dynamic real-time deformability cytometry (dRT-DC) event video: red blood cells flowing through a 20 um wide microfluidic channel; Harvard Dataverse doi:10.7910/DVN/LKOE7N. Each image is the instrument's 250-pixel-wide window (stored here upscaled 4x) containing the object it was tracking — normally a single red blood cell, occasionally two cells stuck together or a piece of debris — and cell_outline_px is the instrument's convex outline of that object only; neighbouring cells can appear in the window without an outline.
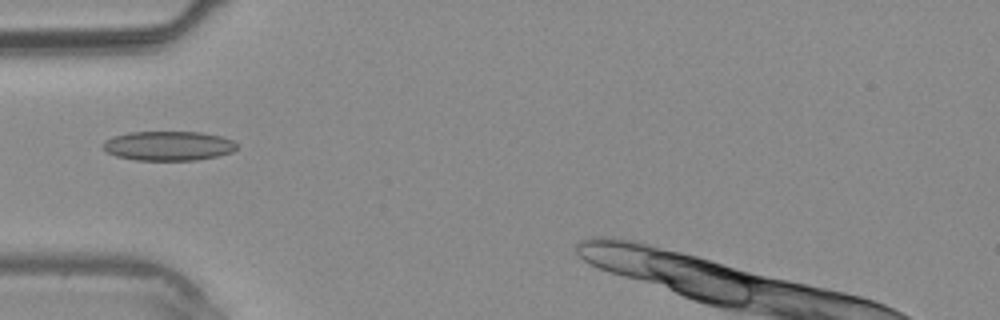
{"species": "common noctule bat (a hibernating species)", "species_latin": "Nyctalus noctula", "temperature_condition": "warm", "stored_images_in_passage": 24, "camera_frame_rate_fps": 3000, "um_per_image_px": 0.085, "animal": {"sex": "male", "body_mass_g": 20.4}, "frame": {"image": 1, "passage_image": 2, "time_ms": 0.333, "image_size_px": [1000, 320], "cell_outline_px": [[236, 148], [232, 152], [220, 156], [196, 160], [136, 160], [116, 156], [108, 152], [100, 144], [104, 140], [112, 136], [128, 132], [200, 132], [220, 136], [232, 140], [236, 144]], "centroid_in_image_um": [14.29, 12.39], "position_along_channel_um": 70.7, "area_um2": 23.06}}
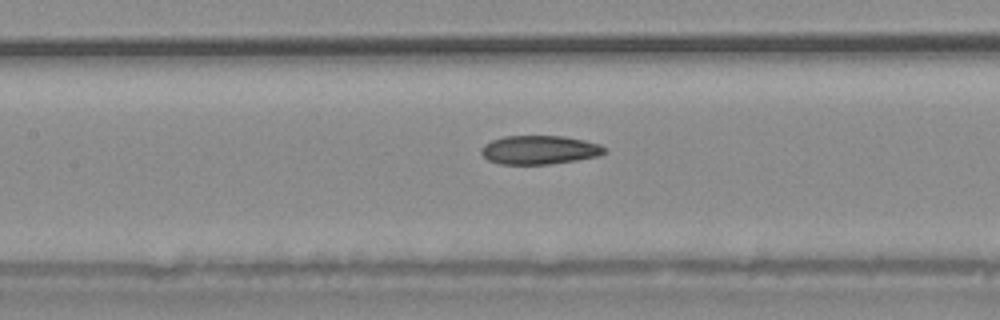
{"frame": {"image": 2, "passage_image": 7, "time_ms": 2.0, "image_size_px": [1000, 320], "cell_outline_px": [[604, 152], [596, 156], [576, 160], [548, 164], [500, 164], [488, 160], [480, 152], [480, 148], [484, 144], [492, 140], [504, 136], [564, 136], [584, 140], [600, 144], [604, 148]], "centroid_in_image_um": [45.8, 12.73], "position_along_channel_um": 161.6, "area_um2": 20.52}}
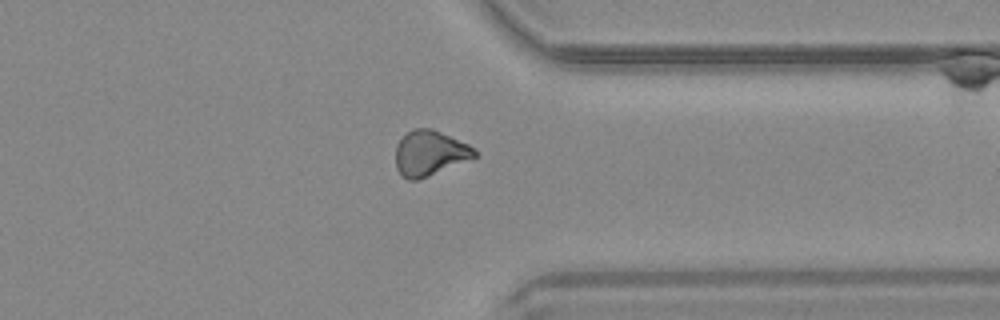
{"frame": {"image": 3, "passage_image": 19, "time_ms": 6.0, "image_size_px": [1000, 320], "cell_outline_px": [[476, 156], [416, 180], [408, 180], [396, 168], [396, 144], [412, 128], [432, 128], [468, 144], [476, 152]], "centroid_in_image_um": [36.48, 12.99], "position_along_channel_um": 374.9, "area_um2": 20.17}}